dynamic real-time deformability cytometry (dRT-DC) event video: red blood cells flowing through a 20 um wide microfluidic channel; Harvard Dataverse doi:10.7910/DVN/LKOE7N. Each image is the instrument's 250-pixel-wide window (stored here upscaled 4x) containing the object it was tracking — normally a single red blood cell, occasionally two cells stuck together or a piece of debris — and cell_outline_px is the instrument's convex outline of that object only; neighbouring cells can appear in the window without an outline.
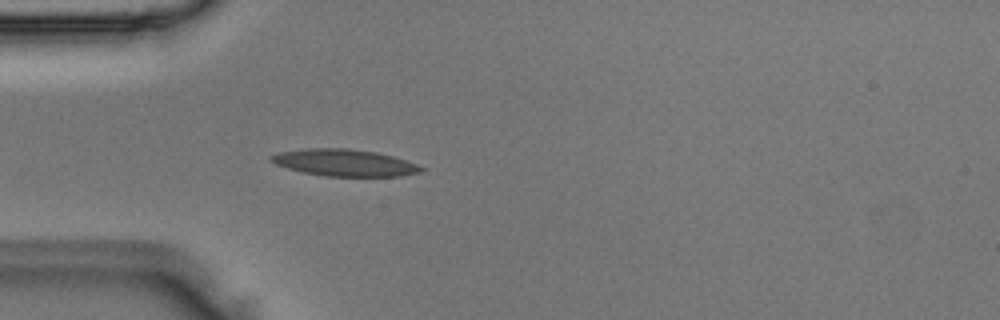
{"species": "Egyptian fruit bat (a non-hibernating species)", "species_latin": "Rousettus aegyptiacus", "temperature_condition": "room temperature", "stored_images_in_passage": 3, "camera_frame_rate_fps": 3000, "um_per_image_px": 0.085, "animal": {"sex": "male"}, "frame": {"image": 1, "passage_image": 3, "time_ms": 0.667, "image_size_px": [1000, 320], "cell_outline_px": [[424, 168], [420, 172], [400, 176], [324, 176], [304, 172], [288, 168], [276, 164], [268, 160], [268, 156], [280, 152], [304, 148], [348, 148], [376, 152], [392, 156], [416, 164]], "centroid_in_image_um": [29.23, 13.82], "position_along_channel_um": 55.8, "area_um2": 23.35}}